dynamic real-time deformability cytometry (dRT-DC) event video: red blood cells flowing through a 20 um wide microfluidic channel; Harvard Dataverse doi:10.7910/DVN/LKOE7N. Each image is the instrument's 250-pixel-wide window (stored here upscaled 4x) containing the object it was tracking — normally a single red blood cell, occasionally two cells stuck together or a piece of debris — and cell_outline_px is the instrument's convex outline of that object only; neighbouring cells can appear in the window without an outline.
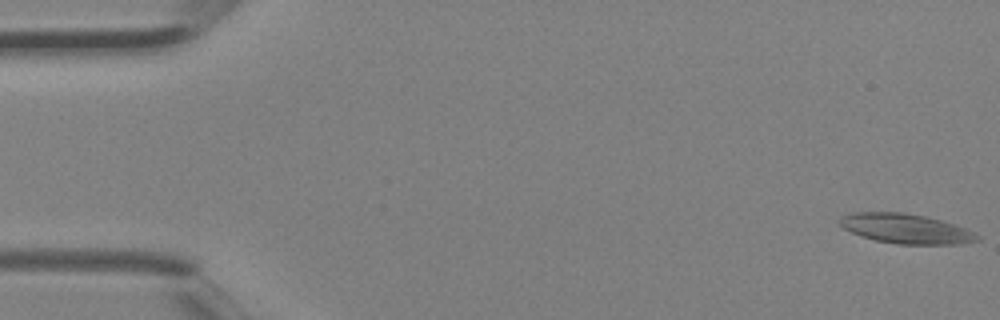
{"species": "Egyptian fruit bat (a non-hibernating species)", "species_latin": "Rousettus aegyptiacus", "temperature_condition": "room temperature", "stored_images_in_passage": 4, "camera_frame_rate_fps": 3000, "um_per_image_px": 0.085, "animal": {"sex": "female"}, "frame": {"image": 1, "passage_image": 1, "time_ms": 0.0, "image_size_px": [1000, 320], "cell_outline_px": [[980, 240], [956, 244], [896, 244], [876, 240], [860, 236], [844, 228], [836, 220], [840, 216], [852, 212], [904, 212], [924, 216], [940, 220], [964, 228], [980, 236]], "centroid_in_image_um": [76.93, 19.43], "position_along_channel_um": 8.1, "area_um2": 23.7}}
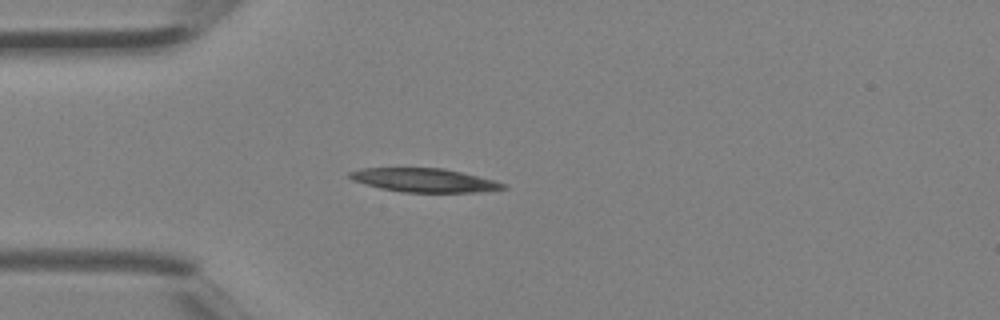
{"frame": {"image": 2, "passage_image": 4, "time_ms": 1.0, "image_size_px": [1000, 320], "cell_outline_px": [[508, 188], [476, 192], [404, 192], [380, 188], [352, 180], [348, 176], [348, 172], [360, 168], [444, 168], [496, 180], [508, 184]], "centroid_in_image_um": [36.09, 15.31], "position_along_channel_um": 48.9, "area_um2": 21.27}}